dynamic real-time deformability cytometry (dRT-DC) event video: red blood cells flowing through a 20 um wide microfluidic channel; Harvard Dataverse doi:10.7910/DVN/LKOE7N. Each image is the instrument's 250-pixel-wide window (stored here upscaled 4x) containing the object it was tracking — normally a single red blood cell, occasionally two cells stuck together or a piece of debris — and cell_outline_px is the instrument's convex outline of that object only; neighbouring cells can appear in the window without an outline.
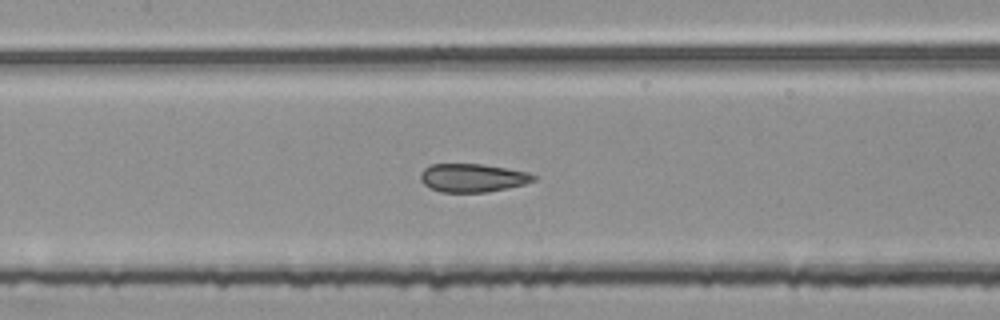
{"species": "common noctule bat (a hibernating species)", "species_latin": "Nyctalus noctula", "temperature_condition": "room temperature", "stored_images_in_passage": 53, "segment_of_instrument_passage": [2, 2], "camera_frame_rate_fps": 3000, "um_per_image_px": 0.085, "animal": {"sex": "female", "body_mass_g": 25.1}, "frame": {"image": 1, "passage_image": 24, "time_ms": 7.667, "image_size_px": [1000, 320], "cell_outline_px": [[536, 180], [524, 184], [508, 188], [488, 192], [440, 192], [424, 184], [420, 180], [420, 172], [424, 168], [432, 164], [484, 164], [528, 172], [536, 176]], "centroid_in_image_um": [40.17, 15.11], "position_along_channel_um": 167.2, "area_um2": 18.73}}
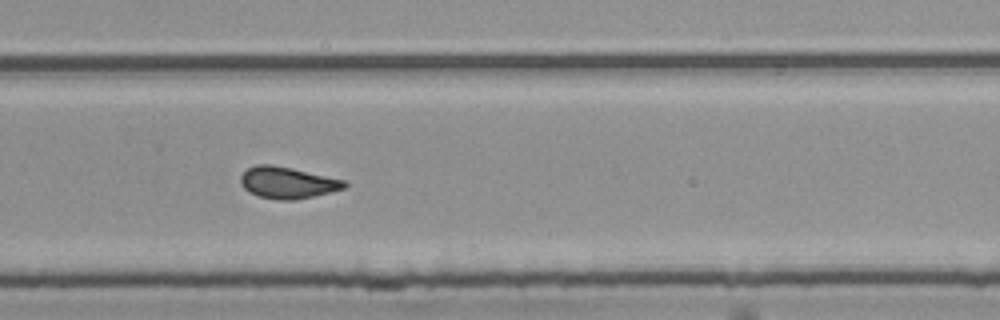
{"frame": {"image": 2, "passage_image": 35, "time_ms": 11.333, "image_size_px": [1000, 320], "cell_outline_px": [[348, 184], [344, 188], [312, 196], [292, 200], [276, 200], [260, 196], [248, 192], [240, 184], [240, 176], [248, 168], [256, 164], [272, 164], [292, 168], [348, 180]], "centroid_in_image_um": [24.43, 15.51], "position_along_channel_um": 305.4, "area_um2": 19.19}}
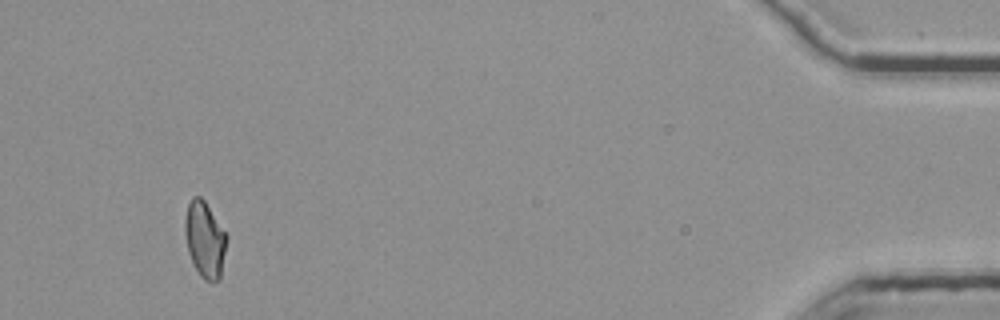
{"frame": {"image": 3, "passage_image": 50, "time_ms": 16.333, "image_size_px": [1000, 320], "cell_outline_px": [[228, 240], [220, 280], [212, 284], [204, 280], [200, 276], [192, 264], [188, 252], [184, 232], [184, 220], [188, 204], [192, 196], [200, 196], [204, 200], [228, 236]], "centroid_in_image_um": [17.42, 20.41], "position_along_channel_um": 417.8, "area_um2": 18.96}}